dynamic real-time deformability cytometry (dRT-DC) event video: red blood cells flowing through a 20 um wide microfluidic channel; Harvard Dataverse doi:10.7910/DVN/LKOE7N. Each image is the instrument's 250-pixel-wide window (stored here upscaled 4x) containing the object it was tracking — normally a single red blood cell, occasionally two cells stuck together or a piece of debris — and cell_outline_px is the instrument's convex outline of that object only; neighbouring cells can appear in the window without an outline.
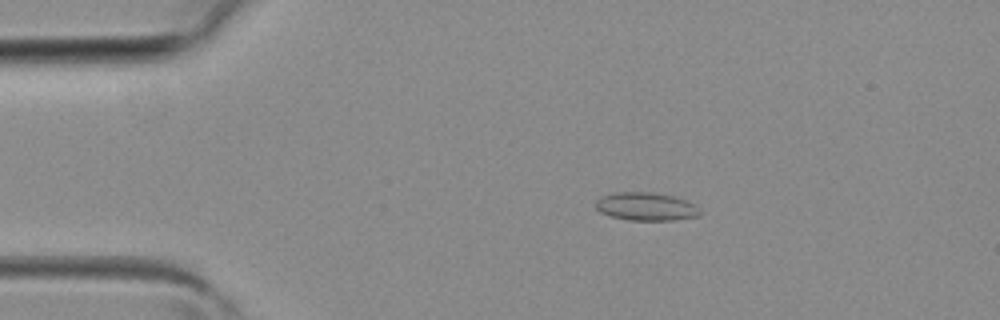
{"species": "common noctule bat (a hibernating species)", "species_latin": "Nyctalus noctula", "temperature_condition": "room temperature", "stored_images_in_passage": 3, "camera_frame_rate_fps": 3000, "um_per_image_px": 0.085, "animal": {"sex": "female", "body_mass_g": 19.3, "forearm_length_mm": 54.1}, "frame": {"image": 1, "passage_image": 2, "time_ms": 0.333, "image_size_px": [1000, 320], "cell_outline_px": [[700, 216], [672, 220], [628, 220], [612, 216], [600, 212], [596, 208], [596, 200], [600, 196], [616, 192], [652, 192], [672, 196], [684, 200], [692, 204], [700, 212]], "centroid_in_image_um": [54.86, 17.55], "position_along_channel_um": 30.1, "area_um2": 16.88}}